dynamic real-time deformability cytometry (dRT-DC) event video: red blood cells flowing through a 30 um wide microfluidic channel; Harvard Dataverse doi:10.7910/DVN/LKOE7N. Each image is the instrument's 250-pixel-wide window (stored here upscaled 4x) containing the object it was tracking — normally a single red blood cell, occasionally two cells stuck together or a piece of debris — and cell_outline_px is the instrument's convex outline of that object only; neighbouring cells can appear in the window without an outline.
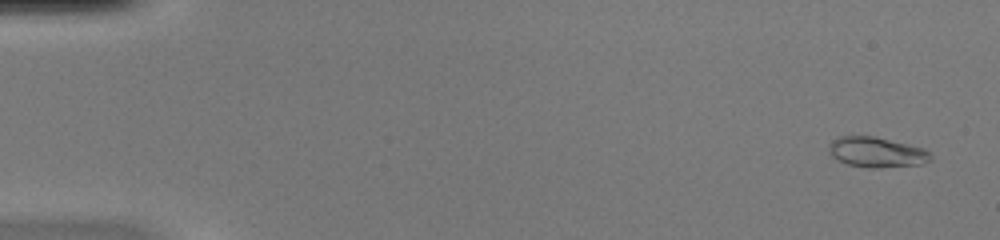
{"species": "common noctule bat (a hibernating species)", "species_latin": "Nyctalus noctula", "temperature_condition": "warm", "stored_images_in_passage": 52, "camera_frame_rate_fps": 3000, "um_per_image_px": 0.085, "animal": {"sex": "female", "body_mass_g": 20.0, "forearm_length_mm": 54.0}, "frame": {"image": 1, "passage_image": 3, "time_ms": 0.667, "image_size_px": [1000, 240], "cell_outline_px": [[932, 160], [920, 164], [880, 168], [864, 168], [848, 164], [832, 156], [828, 152], [828, 144], [832, 140], [840, 136], [872, 136], [908, 144], [924, 148], [932, 156]], "centroid_in_image_um": [74.49, 12.94], "position_along_channel_um": 10.5, "area_um2": 17.98}}
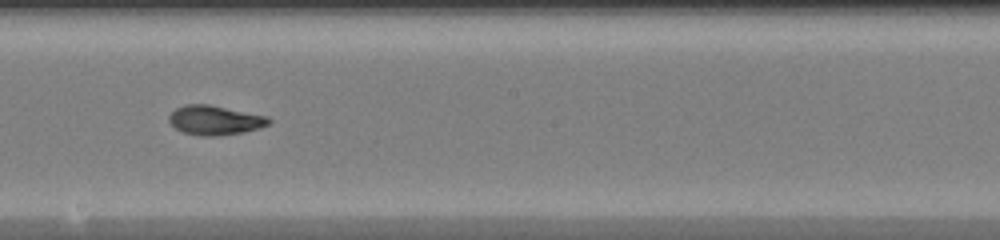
{"frame": {"image": 2, "passage_image": 30, "time_ms": 9.667, "image_size_px": [1000, 240], "cell_outline_px": [[272, 120], [268, 124], [260, 128], [244, 132], [216, 136], [200, 136], [184, 132], [176, 128], [168, 120], [168, 116], [176, 108], [184, 104], [208, 104], [268, 116]], "centroid_in_image_um": [18.27, 10.21], "position_along_channel_um": 229.9, "area_um2": 17.11}}
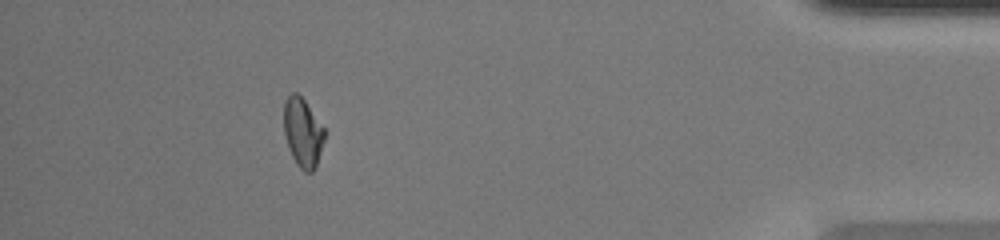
{"frame": {"image": 3, "passage_image": 47, "time_ms": 15.333, "image_size_px": [1000, 240], "cell_outline_px": [[324, 140], [316, 164], [312, 172], [304, 172], [296, 164], [288, 148], [284, 132], [284, 100], [292, 92], [296, 92], [304, 100], [324, 128]], "centroid_in_image_um": [25.71, 11.26], "position_along_channel_um": 409.5, "area_um2": 16.13}, "authors_computed_cell_mechanics": {"area_um2": 16.8198, "velocity_mm_per_s": 4.0893, "shape_relaxation_time_tau1_ms": 5.776, "shape_relaxation_time_tau2_ms": 1.4796, "deformation_change_tau1": 0.2145, "deformation_change_tau2": 0.0508}}